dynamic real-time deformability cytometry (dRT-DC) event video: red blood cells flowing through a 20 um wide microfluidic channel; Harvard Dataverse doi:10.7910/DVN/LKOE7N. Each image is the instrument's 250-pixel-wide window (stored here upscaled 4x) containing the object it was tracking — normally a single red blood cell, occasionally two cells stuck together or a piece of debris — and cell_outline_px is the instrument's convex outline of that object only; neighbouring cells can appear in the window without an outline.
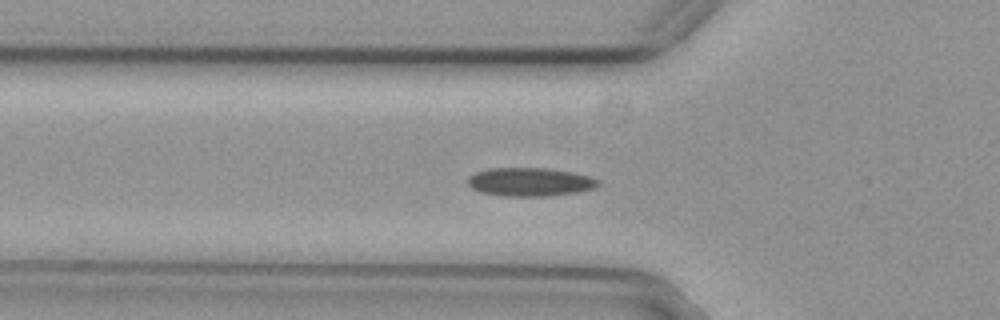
{"species": "common noctule bat (a hibernating species)", "species_latin": "Nyctalus noctula", "temperature_condition": "cold", "stored_images_in_passage": 46, "camera_frame_rate_fps": 3000, "um_per_image_px": 0.085, "animal": {"sex": "female", "body_mass_g": 29.2, "forearm_length_mm": 56.3}, "frame": {"image": 1, "passage_image": 9, "time_ms": 2.667, "image_size_px": [1000, 320], "cell_outline_px": [[600, 184], [592, 188], [576, 192], [544, 196], [504, 196], [480, 192], [472, 188], [468, 184], [468, 176], [476, 172], [488, 168], [548, 168], [572, 172], [588, 176], [600, 180]], "centroid_in_image_um": [45.01, 15.46], "position_along_channel_um": 80.8, "area_um2": 21.56}}
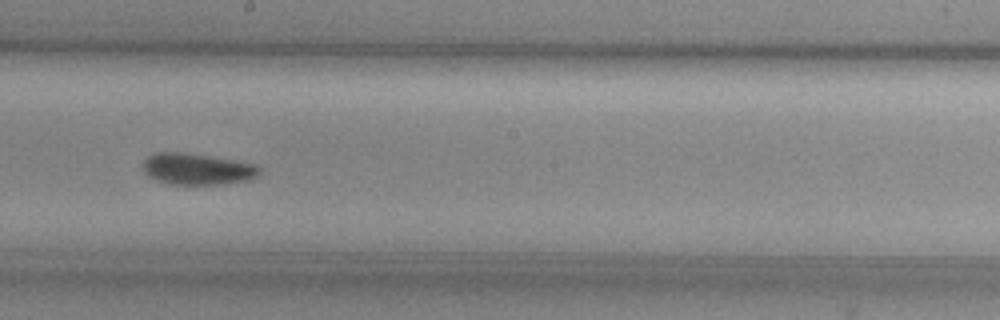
{"frame": {"image": 2, "passage_image": 21, "time_ms": 6.667, "image_size_px": [1000, 320], "cell_outline_px": [[260, 172], [256, 176], [248, 180], [220, 184], [168, 184], [156, 180], [148, 176], [144, 172], [144, 160], [148, 156], [156, 152], [184, 152], [256, 164], [260, 168]], "centroid_in_image_um": [16.74, 14.37], "position_along_channel_um": 231.5, "area_um2": 21.15}}
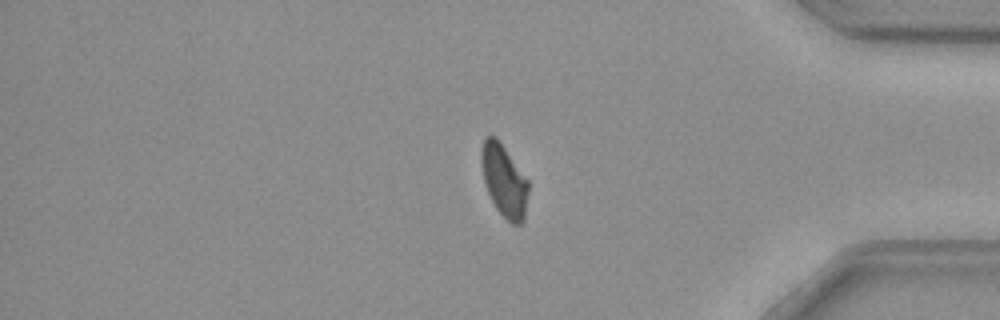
{"frame": {"image": 3, "passage_image": 36, "time_ms": 11.667, "image_size_px": [1000, 320], "cell_outline_px": [[528, 192], [524, 220], [520, 224], [512, 224], [496, 208], [488, 192], [484, 180], [480, 160], [480, 152], [484, 136], [496, 136], [528, 180]], "centroid_in_image_um": [42.83, 15.32], "position_along_channel_um": 392.4, "area_um2": 19.65}, "authors_computed_cell_mechanics": {"area_um2": 21.0103, "velocity_mm_per_s": 3.7603, "shape_relaxation_time_tau1_ms": 7.6832, "shape_relaxation_time_tau2_ms": 7.6678, "deformation_change_tau1": 0.1738, "deformation_change_tau2": 0.0988}}